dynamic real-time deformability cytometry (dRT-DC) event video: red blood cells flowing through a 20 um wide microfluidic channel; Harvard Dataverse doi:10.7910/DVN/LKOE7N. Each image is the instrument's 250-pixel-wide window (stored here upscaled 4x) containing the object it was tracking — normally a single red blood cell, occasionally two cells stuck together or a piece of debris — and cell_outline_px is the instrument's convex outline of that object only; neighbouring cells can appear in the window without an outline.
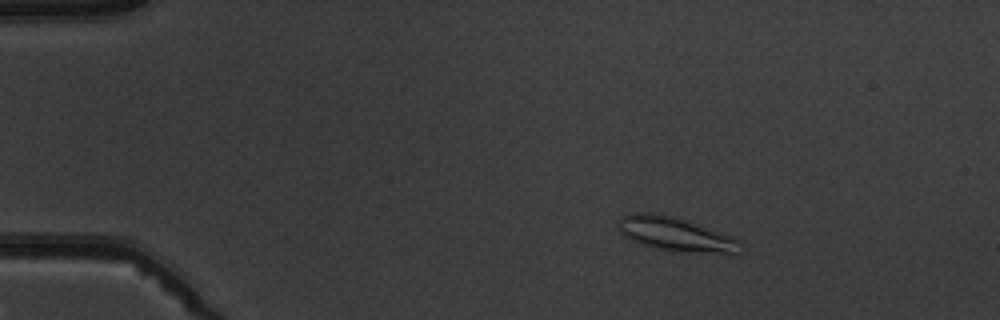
{"species": "common noctule bat (a hibernating species)", "species_latin": "Nyctalus noctula", "temperature_condition": "warm", "stored_images_in_passage": 4, "camera_frame_rate_fps": 3000, "um_per_image_px": 0.085, "animal": {"sex": "male", "body_mass_g": 19.5, "forearm_length_mm": 54.6}, "frame": {"image": 1, "passage_image": 2, "time_ms": 2.333, "image_size_px": [1000, 320], "cell_outline_px": [[740, 252], [732, 256], [728, 256], [672, 252], [640, 244], [624, 236], [620, 232], [620, 220], [624, 216], [636, 212], [652, 212], [672, 216], [688, 220], [732, 236], [740, 240]], "centroid_in_image_um": [57.56, 19.97], "position_along_channel_um": 27.4, "area_um2": 24.97}}